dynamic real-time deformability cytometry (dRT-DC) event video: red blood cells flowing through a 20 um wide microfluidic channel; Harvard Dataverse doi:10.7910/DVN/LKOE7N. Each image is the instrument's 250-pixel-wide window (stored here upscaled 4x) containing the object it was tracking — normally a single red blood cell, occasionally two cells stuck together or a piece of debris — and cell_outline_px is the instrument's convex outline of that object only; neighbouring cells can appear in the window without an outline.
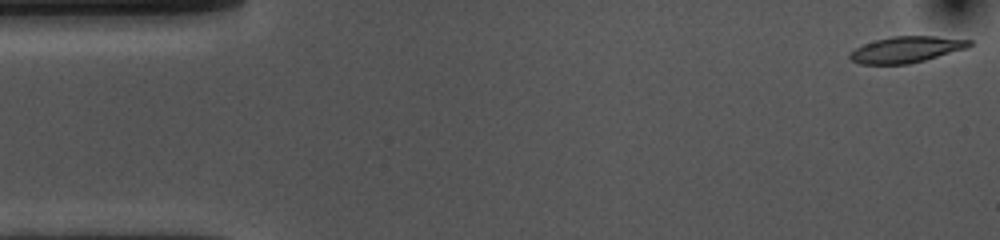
{"species": "common noctule bat (a hibernating species)", "species_latin": "Nyctalus noctula", "temperature_condition": "cold", "stored_images_in_passage": 54, "camera_frame_rate_fps": 3000, "um_per_image_px": 0.085, "animal": {"sex": "female", "body_mass_g": 10.0, "forearm_length_mm": 53.1}, "frame": {"image": 1, "passage_image": 1, "time_ms": 0.0, "image_size_px": [1000, 240], "cell_outline_px": [[972, 44], [968, 48], [924, 60], [908, 64], [860, 64], [852, 60], [848, 56], [848, 52], [864, 44], [876, 40], [892, 36], [936, 36], [972, 40]], "centroid_in_image_um": [77.04, 4.21], "position_along_channel_um": 8.0, "area_um2": 18.21}}
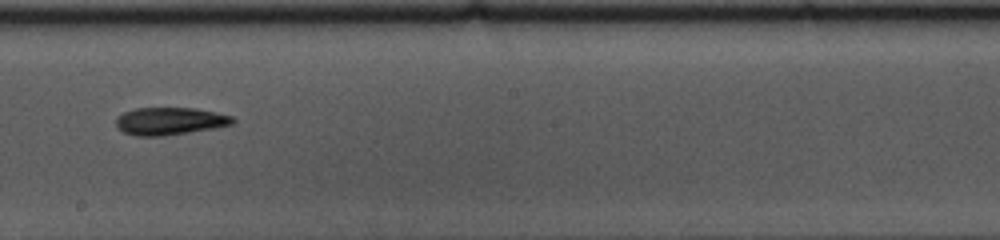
{"frame": {"image": 2, "passage_image": 29, "time_ms": 9.333, "image_size_px": [1000, 240], "cell_outline_px": [[236, 120], [232, 124], [212, 128], [164, 136], [136, 136], [124, 132], [116, 128], [116, 116], [124, 112], [136, 108], [196, 108], [216, 112], [232, 116]], "centroid_in_image_um": [14.4, 10.29], "position_along_channel_um": 233.8, "area_um2": 18.73}}
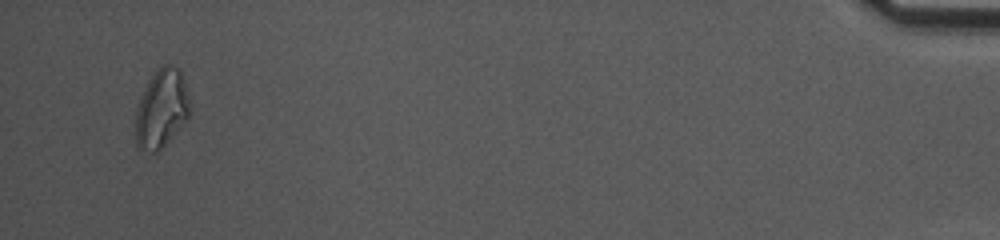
{"frame": {"image": 3, "passage_image": 52, "time_ms": 17.0, "image_size_px": [1000, 240], "cell_outline_px": [[192, 100], [188, 116], [168, 140], [156, 152], [152, 152], [136, 148], [136, 108], [148, 80], [164, 64], [168, 64], [180, 68]], "centroid_in_image_um": [13.75, 9.2], "position_along_channel_um": 421.5, "area_um2": 24.68}, "authors_computed_cell_mechanics": {"area_um2": 18.8717, "velocity_mm_per_s": 3.5893, "shape_relaxation_time_tau1_ms": 5.2649, "shape_relaxation_time_tau2_ms": 9.6636, "deformation_change_tau1": 0.1333, "deformation_change_tau2": 0.1889}}